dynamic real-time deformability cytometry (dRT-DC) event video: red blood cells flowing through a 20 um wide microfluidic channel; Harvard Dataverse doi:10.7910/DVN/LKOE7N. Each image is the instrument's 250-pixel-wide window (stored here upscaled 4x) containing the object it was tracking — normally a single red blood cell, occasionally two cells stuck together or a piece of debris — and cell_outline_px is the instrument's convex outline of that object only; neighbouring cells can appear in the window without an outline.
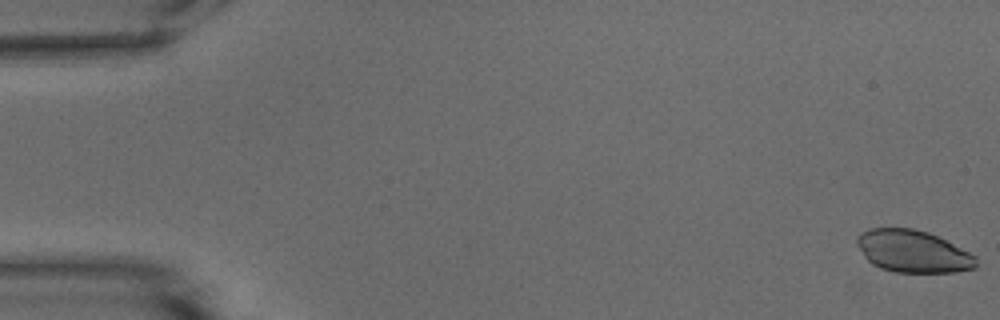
{"species": "common noctule bat (a hibernating species)", "species_latin": "Nyctalus noctula", "temperature_condition": "warm", "stored_images_in_passage": 14, "camera_frame_rate_fps": 3000, "um_per_image_px": 0.085, "animal": {"sex": "male", "body_mass_g": 15.6}, "frame": {"image": 1, "passage_image": 1, "time_ms": 0.0, "image_size_px": [1000, 320], "cell_outline_px": [[976, 268], [956, 272], [896, 272], [880, 268], [872, 264], [864, 256], [856, 244], [856, 236], [860, 232], [872, 228], [912, 228], [928, 232], [976, 256]], "centroid_in_image_um": [77.56, 21.36], "position_along_channel_um": 7.4, "area_um2": 29.19}}
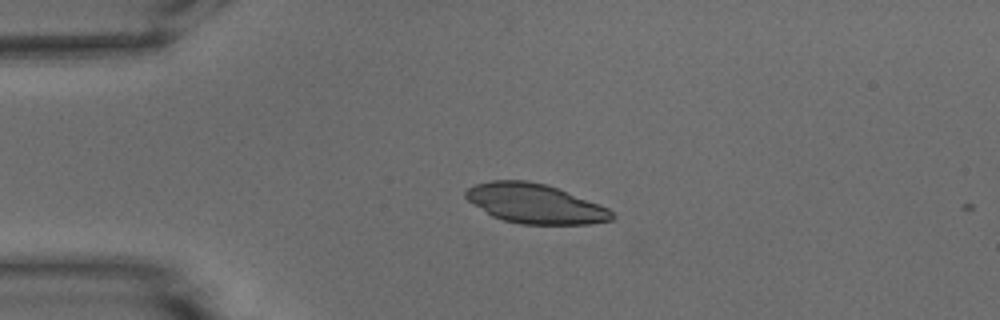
{"frame": {"image": 2, "passage_image": 13, "time_ms": 4.0, "image_size_px": [1000, 320], "cell_outline_px": [[616, 216], [612, 220], [588, 224], [520, 224], [504, 220], [492, 216], [468, 200], [464, 196], [464, 192], [468, 188], [476, 184], [492, 180], [528, 180], [544, 184], [556, 188], [608, 208]], "centroid_in_image_um": [45.45, 17.31], "position_along_channel_um": 39.5, "area_um2": 33.29}}